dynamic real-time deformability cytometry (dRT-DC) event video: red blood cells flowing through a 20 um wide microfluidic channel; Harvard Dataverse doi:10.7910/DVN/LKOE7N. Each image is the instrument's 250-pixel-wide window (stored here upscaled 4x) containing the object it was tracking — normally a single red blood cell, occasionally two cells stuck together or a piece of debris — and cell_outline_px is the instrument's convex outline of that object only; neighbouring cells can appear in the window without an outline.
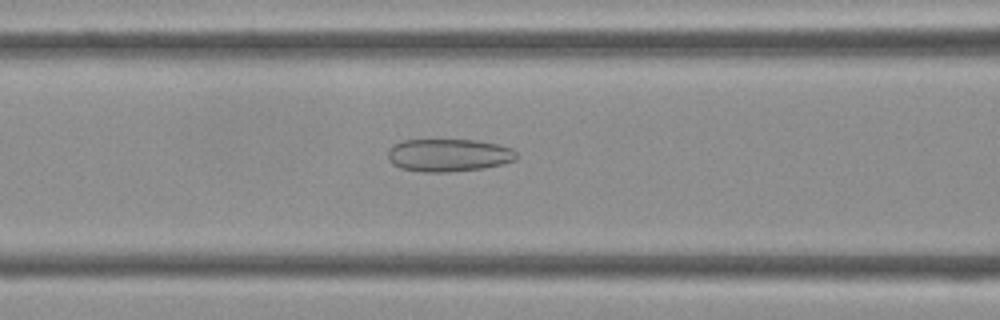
{"species": "Egyptian fruit bat (a non-hibernating species)", "species_latin": "Rousettus aegyptiacus", "temperature_condition": "cold", "stored_images_in_passage": 37, "camera_frame_rate_fps": 3000, "um_per_image_px": 0.085, "frame": {"image": 1, "passage_image": 13, "time_ms": 4.0, "image_size_px": [1000, 320], "cell_outline_px": [[516, 160], [484, 168], [448, 172], [424, 172], [400, 168], [392, 164], [388, 160], [388, 148], [392, 144], [404, 140], [476, 140], [500, 144], [512, 148], [516, 152]], "centroid_in_image_um": [38.11, 13.18], "position_along_channel_um": 128.5, "area_um2": 24.74}}
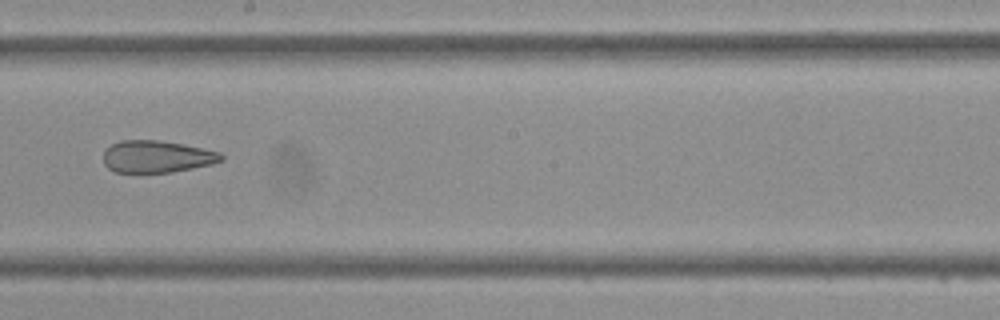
{"frame": {"image": 2, "passage_image": 20, "time_ms": 6.333, "image_size_px": [1000, 320], "cell_outline_px": [[224, 160], [212, 164], [172, 172], [116, 172], [108, 168], [104, 164], [104, 148], [120, 140], [156, 140], [180, 144], [220, 152], [224, 156]], "centroid_in_image_um": [13.31, 13.31], "position_along_channel_um": 234.9, "area_um2": 21.91}}
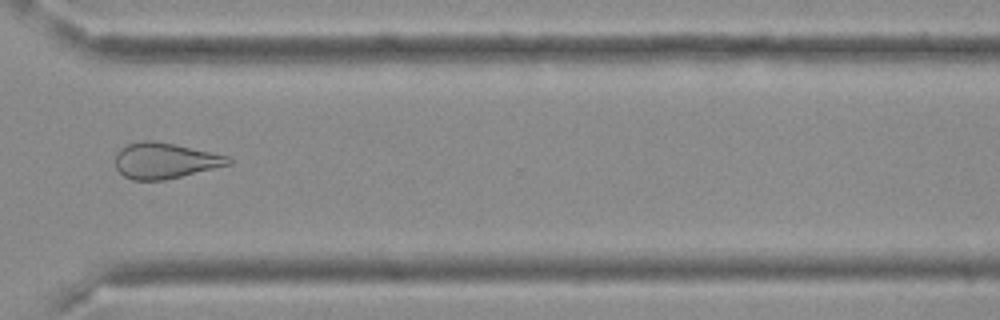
{"frame": {"image": 3, "passage_image": 28, "time_ms": 9.0, "image_size_px": [1000, 320], "cell_outline_px": [[232, 164], [164, 180], [132, 180], [124, 176], [116, 168], [116, 152], [120, 148], [128, 144], [140, 140], [152, 140], [176, 144], [228, 156], [232, 160]], "centroid_in_image_um": [14.0, 13.65], "position_along_channel_um": 356.6, "area_um2": 23.58}}